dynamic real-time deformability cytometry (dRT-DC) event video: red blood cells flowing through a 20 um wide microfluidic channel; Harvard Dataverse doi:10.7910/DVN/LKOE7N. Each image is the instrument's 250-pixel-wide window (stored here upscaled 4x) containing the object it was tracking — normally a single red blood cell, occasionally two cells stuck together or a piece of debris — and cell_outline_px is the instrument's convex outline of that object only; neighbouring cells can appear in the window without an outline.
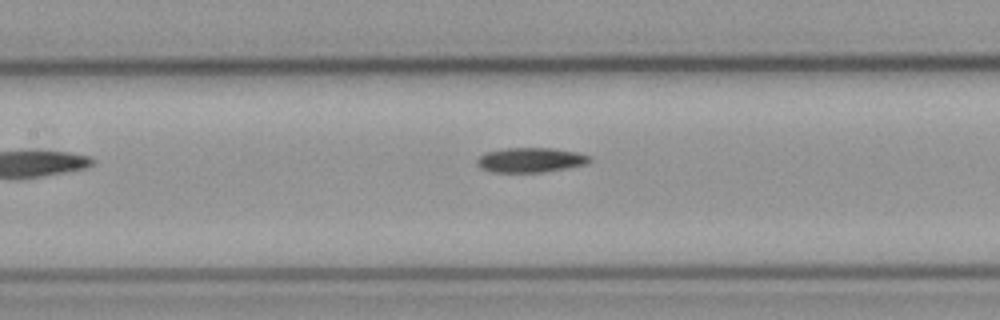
{"species": "common noctule bat (a hibernating species)", "species_latin": "Nyctalus noctula", "temperature_condition": "cold", "stored_images_in_passage": 10, "segment_of_instrument_passage": [1, 2], "camera_frame_rate_fps": 3000, "um_per_image_px": 0.085, "animal": {"sex": "male", "body_mass_g": 23.1, "forearm_length_mm": 52.7}, "frame": {"image": 1, "passage_image": 9, "time_ms": 2.667, "image_size_px": [1000, 320], "cell_outline_px": [[592, 160], [588, 164], [568, 168], [544, 172], [492, 172], [480, 168], [476, 164], [476, 160], [480, 156], [488, 152], [504, 148], [552, 148], [580, 152], [592, 156]], "centroid_in_image_um": [45.16, 13.6], "position_along_channel_um": 162.2, "area_um2": 16.47}}